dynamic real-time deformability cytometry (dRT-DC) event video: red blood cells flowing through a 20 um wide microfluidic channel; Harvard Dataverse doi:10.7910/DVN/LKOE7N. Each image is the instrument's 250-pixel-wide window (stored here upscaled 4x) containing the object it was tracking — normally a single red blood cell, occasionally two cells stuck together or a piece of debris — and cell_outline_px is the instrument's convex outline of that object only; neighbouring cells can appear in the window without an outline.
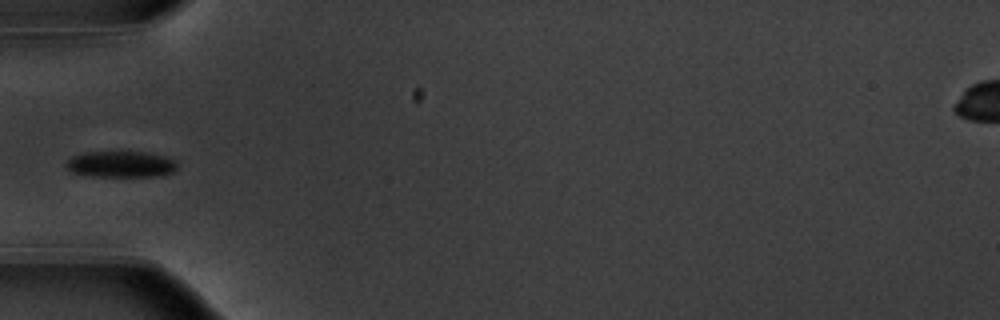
{"species": "common noctule bat (a hibernating species)", "species_latin": "Nyctalus noctula", "temperature_condition": "warm", "stored_images_in_passage": 37, "camera_frame_rate_fps": 3000, "um_per_image_px": 0.085, "animal": {"sex": "male", "body_mass_g": 20.1, "forearm_length_mm": 53.5}, "frame": {"image": 1, "passage_image": 1, "time_ms": 0.0, "image_size_px": [1000, 320], "cell_outline_px": [[176, 168], [172, 172], [160, 176], [92, 176], [72, 172], [64, 164], [72, 156], [84, 152], [148, 152], [164, 156], [172, 160], [176, 164]], "centroid_in_image_um": [10.25, 13.95], "position_along_channel_um": 74.8, "area_um2": 16.82}}
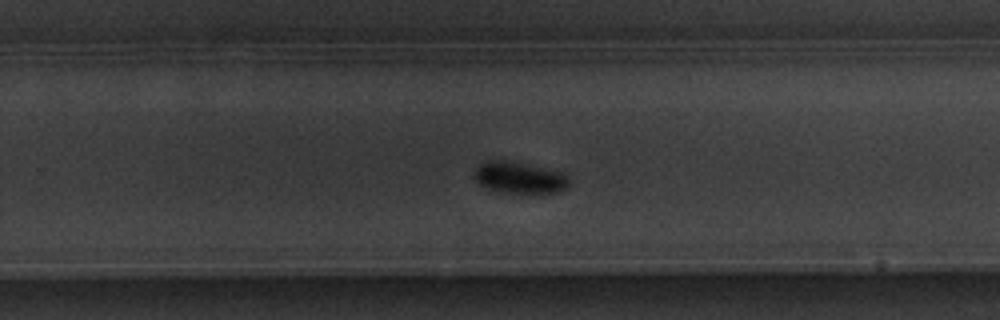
{"frame": {"image": 2, "passage_image": 18, "time_ms": 5.667, "image_size_px": [1000, 320], "cell_outline_px": [[568, 188], [556, 192], [504, 192], [488, 188], [480, 184], [472, 176], [476, 168], [480, 164], [488, 160], [504, 160], [564, 172], [568, 176]], "centroid_in_image_um": [44.14, 15.08], "position_along_channel_um": 285.7, "area_um2": 17.11}}
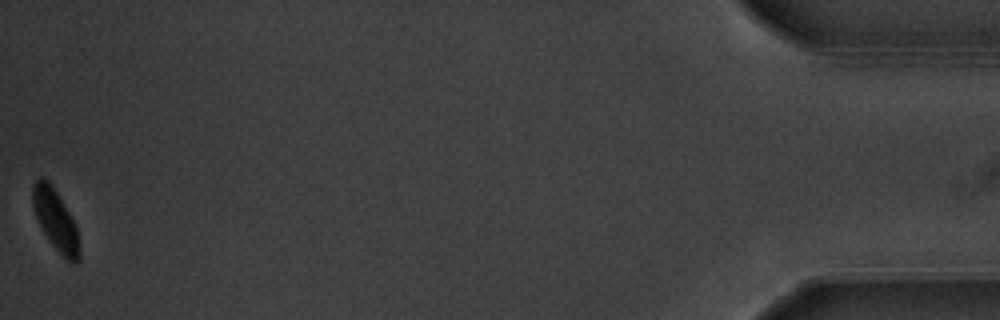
{"frame": {"image": 3, "passage_image": 37, "time_ms": 12.0, "image_size_px": [1000, 320], "cell_outline_px": [[80, 260], [72, 264], [68, 264], [48, 240], [36, 216], [32, 204], [32, 184], [40, 176], [44, 176], [48, 180], [56, 192], [68, 212], [76, 228], [80, 248]], "centroid_in_image_um": [4.71, 18.74], "position_along_channel_um": 430.5, "area_um2": 16.53}, "authors_computed_cell_mechanics": {"area_um2": 17.6868, "velocity_mm_per_s": 3.7135, "shape_relaxation_time_tau1_ms": 2.5774, "shape_relaxation_time_tau2_ms": null, "deformation_change_tau1": 0.1377, "deformation_change_tau2": null}}